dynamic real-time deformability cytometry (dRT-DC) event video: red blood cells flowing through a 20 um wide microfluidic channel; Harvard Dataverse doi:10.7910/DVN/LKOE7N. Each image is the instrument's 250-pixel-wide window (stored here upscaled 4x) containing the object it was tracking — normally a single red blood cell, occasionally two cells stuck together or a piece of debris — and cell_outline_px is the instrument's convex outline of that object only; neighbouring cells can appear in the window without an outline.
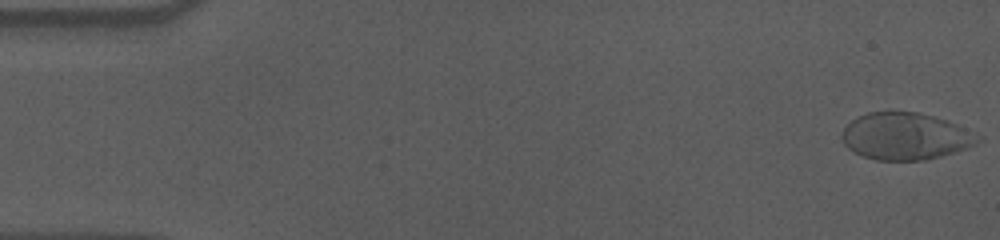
{"species": "human", "species_latin": "Homo sapiens", "temperature_condition": "cold", "stored_images_in_passage": 57, "camera_frame_rate_fps": 3000, "um_per_image_px": 0.085, "donor": {"sex": "male"}, "frame": {"image": 1, "passage_image": 1, "time_ms": 0.0, "image_size_px": [1000, 240], "cell_outline_px": [[984, 140], [968, 148], [940, 156], [924, 160], [876, 160], [860, 156], [852, 152], [844, 144], [840, 136], [844, 128], [856, 116], [868, 112], [920, 112], [948, 120], [984, 136]], "centroid_in_image_um": [76.99, 11.58], "position_along_channel_um": 8.0, "area_um2": 37.8}}
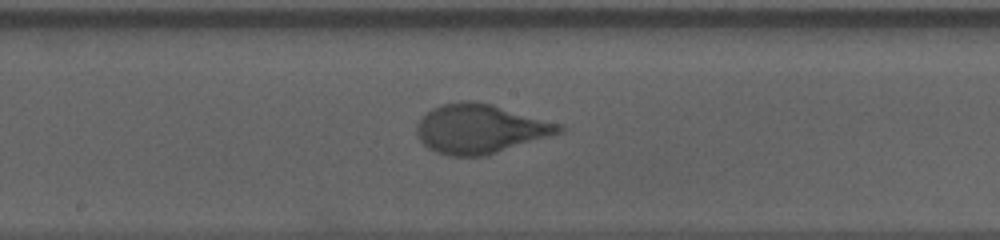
{"frame": {"image": 2, "passage_image": 30, "time_ms": 9.667, "image_size_px": [1000, 240], "cell_outline_px": [[568, 128], [564, 132], [484, 156], [448, 156], [436, 152], [428, 148], [416, 136], [416, 124], [432, 108], [440, 104], [460, 100], [472, 100], [492, 104], [564, 124]], "centroid_in_image_um": [40.85, 10.94], "position_along_channel_um": 207.4, "area_um2": 41.27}}
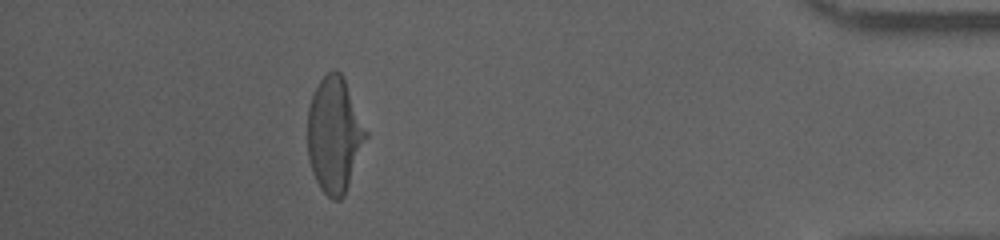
{"frame": {"image": 3, "passage_image": 51, "time_ms": 16.667, "image_size_px": [1000, 240], "cell_outline_px": [[368, 136], [344, 196], [340, 200], [332, 200], [320, 188], [312, 172], [308, 156], [308, 108], [312, 96], [320, 80], [332, 68], [336, 68], [344, 76], [368, 132]], "centroid_in_image_um": [28.44, 11.44], "position_along_channel_um": 406.8, "area_um2": 39.42}, "authors_computed_cell_mechanics": {"area_um2": 39.4196, "velocity_mm_per_s": 3.5765, "shape_relaxation_time_tau1_ms": 5.5251, "shape_relaxation_time_tau2_ms": null, "deformation_change_tau1": 0.2212, "deformation_change_tau2": null}}